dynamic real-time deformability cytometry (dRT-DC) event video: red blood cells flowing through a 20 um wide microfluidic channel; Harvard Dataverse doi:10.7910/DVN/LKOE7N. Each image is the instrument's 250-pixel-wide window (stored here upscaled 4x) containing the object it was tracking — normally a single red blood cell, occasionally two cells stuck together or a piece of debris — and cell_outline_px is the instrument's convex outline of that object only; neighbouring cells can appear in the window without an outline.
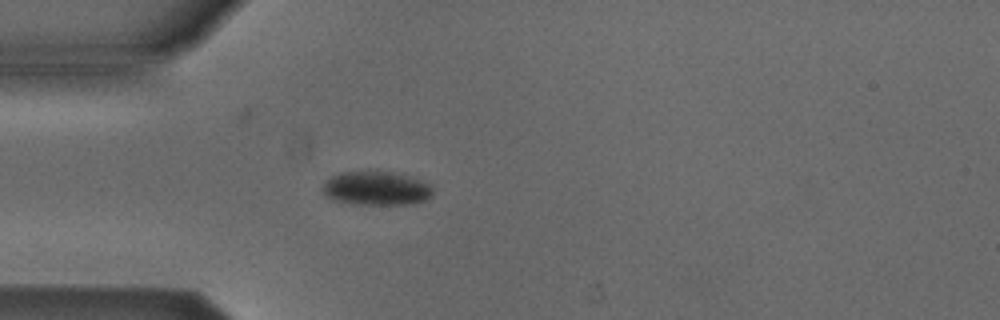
{"species": "Egyptian fruit bat (a non-hibernating species)", "species_latin": "Rousettus aegyptiacus", "temperature_condition": "cold", "stored_images_in_passage": 40, "camera_frame_rate_fps": 3000, "um_per_image_px": 0.085, "animal": {"sex": "male"}, "frame": {"image": 1, "passage_image": 1, "time_ms": 0.0, "image_size_px": [1000, 320], "cell_outline_px": [[432, 196], [424, 200], [412, 204], [352, 204], [332, 200], [324, 196], [320, 188], [332, 176], [340, 172], [376, 168], [408, 176], [428, 184], [432, 188]], "centroid_in_image_um": [31.91, 15.98], "position_along_channel_um": 53.1, "area_um2": 22.37}}
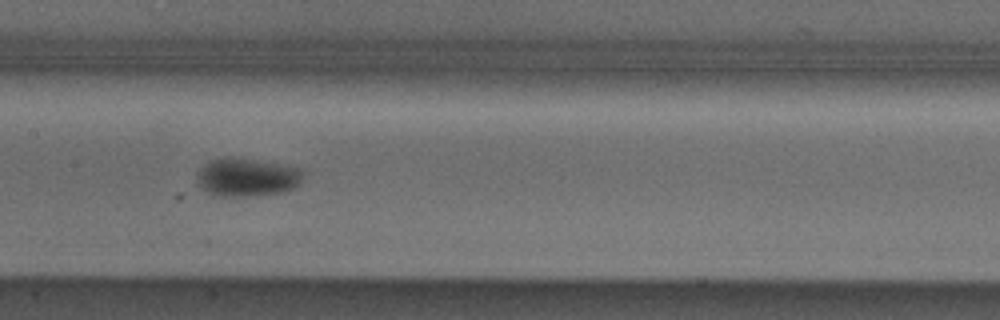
{"frame": {"image": 2, "passage_image": 12, "time_ms": 3.667, "image_size_px": [1000, 320], "cell_outline_px": [[300, 180], [292, 188], [280, 192], [244, 196], [216, 196], [204, 192], [196, 184], [196, 172], [204, 164], [212, 160], [244, 160], [276, 164], [296, 168], [300, 172]], "centroid_in_image_um": [20.84, 15.13], "position_along_channel_um": 186.6, "area_um2": 22.48}}
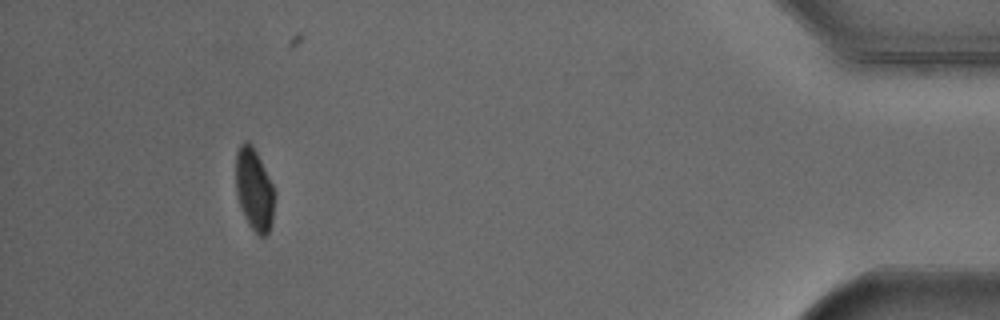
{"frame": {"image": 3, "passage_image": 35, "time_ms": 11.333, "image_size_px": [1000, 320], "cell_outline_px": [[272, 220], [268, 232], [264, 236], [260, 236], [248, 224], [244, 216], [236, 192], [236, 152], [240, 144], [244, 140], [248, 140], [252, 144], [272, 184]], "centroid_in_image_um": [21.56, 16.06], "position_along_channel_um": 413.6, "area_um2": 17.98}, "authors_computed_cell_mechanics": {"area_um2": 21.4438, "velocity_mm_per_s": 3.8526, "shape_relaxation_time_tau1_ms": 2.9859, "shape_relaxation_time_tau2_ms": null, "deformation_change_tau1": 0.0774, "deformation_change_tau2": null}}